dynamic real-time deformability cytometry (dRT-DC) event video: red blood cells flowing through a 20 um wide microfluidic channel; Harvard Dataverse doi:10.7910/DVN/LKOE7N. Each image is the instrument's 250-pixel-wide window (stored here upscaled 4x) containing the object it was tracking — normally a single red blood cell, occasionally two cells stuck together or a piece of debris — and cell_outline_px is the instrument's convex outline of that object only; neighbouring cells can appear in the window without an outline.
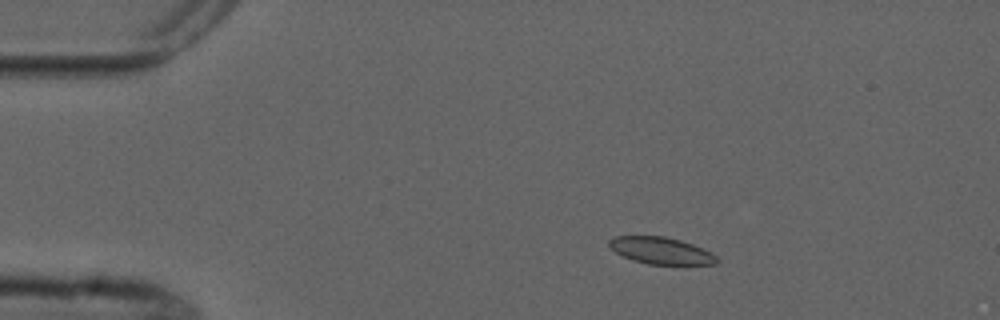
{"species": "common noctule bat (a hibernating species)", "species_latin": "Nyctalus noctula", "temperature_condition": "cold", "stored_images_in_passage": 3, "camera_frame_rate_fps": 3000, "um_per_image_px": 0.085, "animal": {"sex": "male", "forearm_length_mm": 52.5}, "frame": {"image": 1, "passage_image": 2, "time_ms": 1.333, "image_size_px": [1000, 320], "cell_outline_px": [[720, 260], [716, 264], [648, 264], [632, 260], [616, 252], [608, 244], [608, 240], [616, 236], [664, 236], [680, 240], [692, 244], [712, 252]], "centroid_in_image_um": [56.2, 21.3], "position_along_channel_um": 28.8, "area_um2": 16.76}}